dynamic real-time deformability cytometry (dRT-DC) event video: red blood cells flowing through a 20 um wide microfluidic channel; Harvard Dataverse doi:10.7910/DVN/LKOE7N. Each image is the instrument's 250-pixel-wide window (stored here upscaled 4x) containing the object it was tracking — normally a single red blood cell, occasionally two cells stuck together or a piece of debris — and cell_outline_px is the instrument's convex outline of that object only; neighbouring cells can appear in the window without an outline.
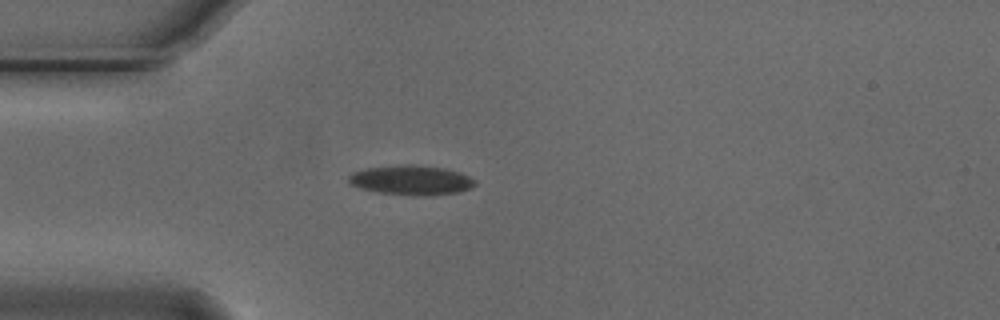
{"species": "Egyptian fruit bat (a non-hibernating species)", "species_latin": "Rousettus aegyptiacus", "temperature_condition": "cold", "stored_images_in_passage": 49, "camera_frame_rate_fps": 3000, "um_per_image_px": 0.085, "animal": {"sex": "male"}, "frame": {"image": 1, "passage_image": 9, "time_ms": 2.667, "image_size_px": [1000, 320], "cell_outline_px": [[476, 184], [460, 192], [428, 196], [412, 196], [380, 192], [360, 188], [348, 184], [348, 176], [352, 172], [368, 168], [404, 164], [416, 164], [444, 168], [460, 172], [476, 180]], "centroid_in_image_um": [34.95, 15.31], "position_along_channel_um": 50.0, "area_um2": 22.02}}
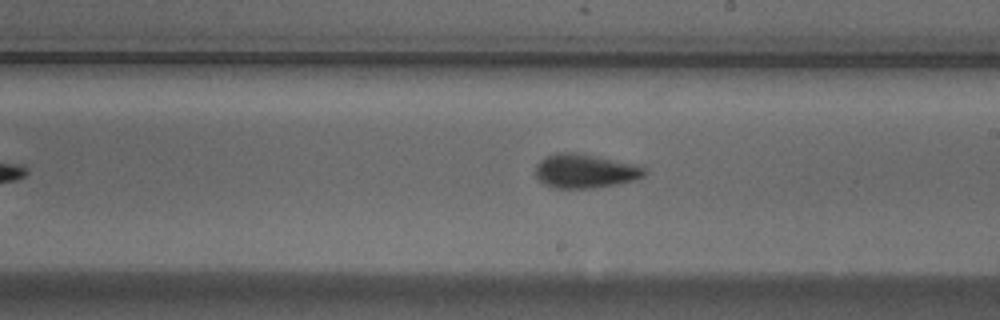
{"frame": {"image": 2, "passage_image": 25, "time_ms": 8.0, "image_size_px": [1000, 320], "cell_outline_px": [[648, 172], [644, 176], [636, 180], [596, 188], [552, 188], [544, 184], [536, 176], [536, 164], [544, 156], [560, 152], [576, 152], [632, 164], [648, 168]], "centroid_in_image_um": [49.73, 14.54], "position_along_channel_um": 239.3, "area_um2": 21.68}}
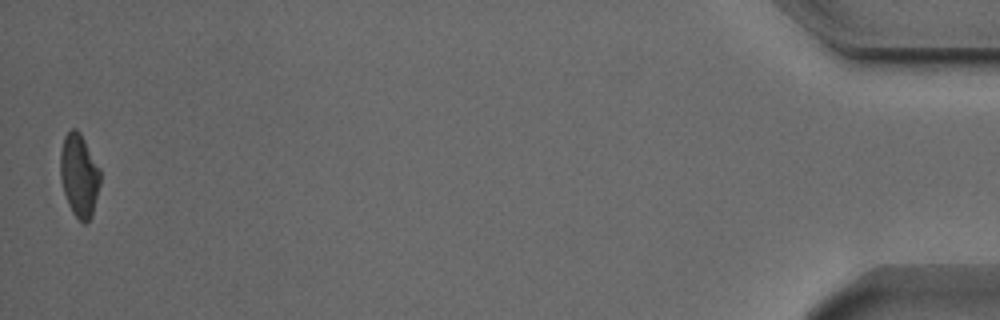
{"frame": {"image": 3, "passage_image": 48, "time_ms": 15.667, "image_size_px": [1000, 320], "cell_outline_px": [[100, 184], [92, 216], [84, 224], [72, 212], [68, 204], [60, 180], [60, 152], [64, 136], [72, 128], [76, 128], [80, 132], [100, 168]], "centroid_in_image_um": [6.72, 14.89], "position_along_channel_um": 428.5, "area_um2": 19.36}, "authors_computed_cell_mechanics": {"area_um2": 20.3456, "velocity_mm_per_s": 3.7427, "shape_relaxation_time_tau1_ms": 3.2938, "shape_relaxation_time_tau2_ms": 1.4316, "deformation_change_tau1": 0.1464, "deformation_change_tau2": 0.0826}}